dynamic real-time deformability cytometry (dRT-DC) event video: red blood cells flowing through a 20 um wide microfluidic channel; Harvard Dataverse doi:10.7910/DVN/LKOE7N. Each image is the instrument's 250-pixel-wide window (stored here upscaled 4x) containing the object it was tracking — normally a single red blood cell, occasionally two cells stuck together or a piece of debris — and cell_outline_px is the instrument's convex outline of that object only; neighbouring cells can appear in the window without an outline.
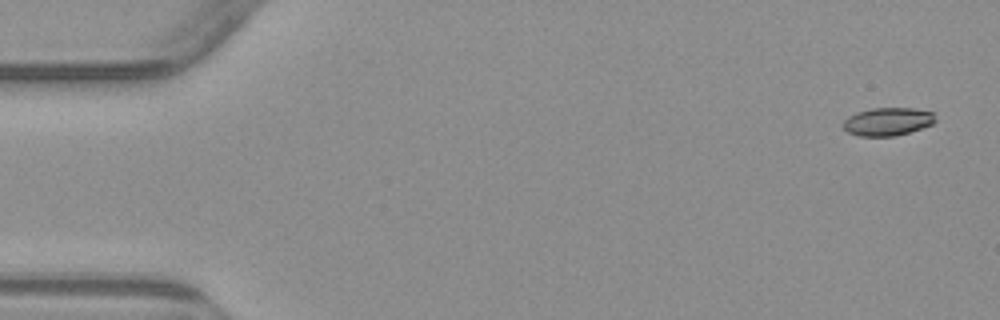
{"species": "common noctule bat (a hibernating species)", "species_latin": "Nyctalus noctula", "temperature_condition": "warm", "stored_images_in_passage": 5, "camera_frame_rate_fps": 3000, "um_per_image_px": 0.085, "animal": {"sex": "male", "body_mass_g": 23.1, "forearm_length_mm": 52.7}, "frame": {"image": 1, "passage_image": 1, "time_ms": 0.0, "image_size_px": [1000, 320], "cell_outline_px": [[936, 120], [932, 124], [896, 136], [860, 136], [848, 132], [844, 128], [844, 120], [848, 116], [856, 112], [872, 108], [912, 108], [932, 112]], "centroid_in_image_um": [75.43, 10.33], "position_along_channel_um": 9.6, "area_um2": 14.91}}
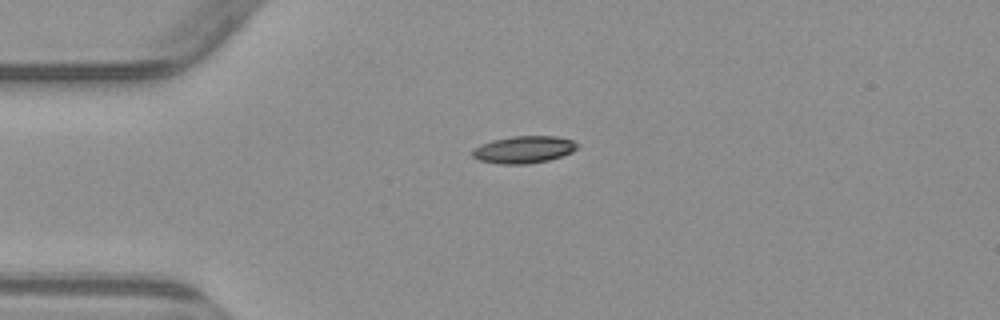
{"frame": {"image": 2, "passage_image": 4, "time_ms": 3.667, "image_size_px": [1000, 320], "cell_outline_px": [[580, 144], [572, 152], [548, 160], [528, 164], [500, 164], [480, 160], [472, 156], [472, 152], [480, 144], [492, 140], [512, 136], [556, 136], [572, 140]], "centroid_in_image_um": [44.53, 12.71], "position_along_channel_um": 40.5, "area_um2": 16.53}}